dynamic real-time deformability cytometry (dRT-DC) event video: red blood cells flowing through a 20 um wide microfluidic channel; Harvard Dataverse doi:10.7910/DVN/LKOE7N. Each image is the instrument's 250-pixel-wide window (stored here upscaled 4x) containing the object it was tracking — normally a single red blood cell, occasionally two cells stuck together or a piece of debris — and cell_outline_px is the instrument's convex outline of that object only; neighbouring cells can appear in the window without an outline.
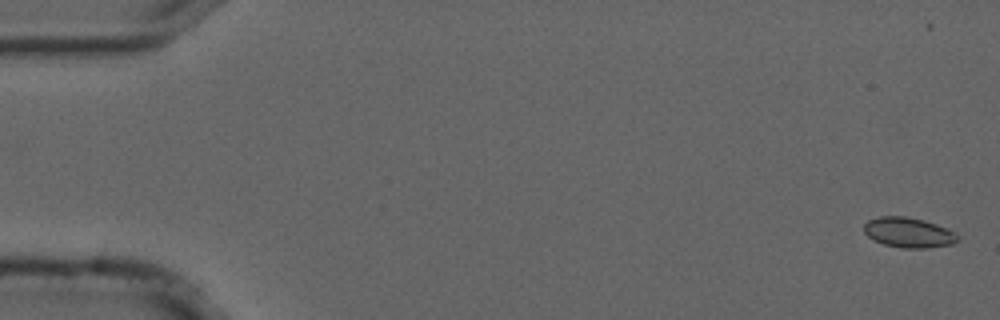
{"species": "common noctule bat (a hibernating species)", "species_latin": "Nyctalus noctula", "temperature_condition": "cold", "stored_images_in_passage": 13, "camera_frame_rate_fps": 3000, "um_per_image_px": 0.085, "animal": {"sex": "male", "forearm_length_mm": 52.5}, "frame": {"image": 1, "passage_image": 2, "time_ms": 0.333, "image_size_px": [1000, 320], "cell_outline_px": [[960, 236], [952, 244], [928, 248], [904, 248], [884, 244], [868, 236], [864, 232], [864, 224], [868, 220], [880, 216], [904, 216], [924, 220], [948, 228], [956, 232]], "centroid_in_image_um": [77.25, 19.76], "position_along_channel_um": 7.7, "area_um2": 16.42}}